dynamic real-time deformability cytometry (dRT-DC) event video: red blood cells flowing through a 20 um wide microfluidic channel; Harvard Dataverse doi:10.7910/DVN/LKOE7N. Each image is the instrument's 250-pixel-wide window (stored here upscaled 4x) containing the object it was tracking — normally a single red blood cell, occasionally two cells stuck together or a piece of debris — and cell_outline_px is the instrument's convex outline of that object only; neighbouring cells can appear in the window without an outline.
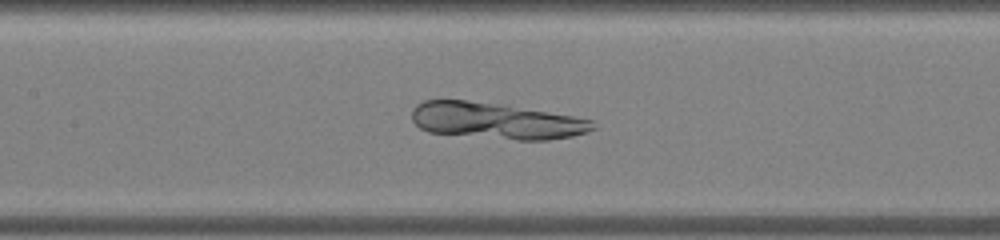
{"species": "common noctule bat (a hibernating species)", "species_latin": "Nyctalus noctula", "temperature_condition": "warm", "stored_images_in_passage": 37, "camera_frame_rate_fps": 3000, "um_per_image_px": 0.085, "animal": {"sex": "male", "body_mass_g": 19.0, "forearm_length_mm": 50.8}, "frame": {"image": 1, "passage_image": 11, "time_ms": 3.333, "image_size_px": [1000, 240], "cell_outline_px": [[596, 128], [572, 136], [548, 140], [516, 140], [428, 132], [420, 128], [412, 120], [412, 108], [416, 104], [424, 100], [464, 100], [504, 104], [572, 116], [592, 120]], "centroid_in_image_um": [42.13, 10.26], "position_along_channel_um": 165.3, "area_um2": 38.32}}
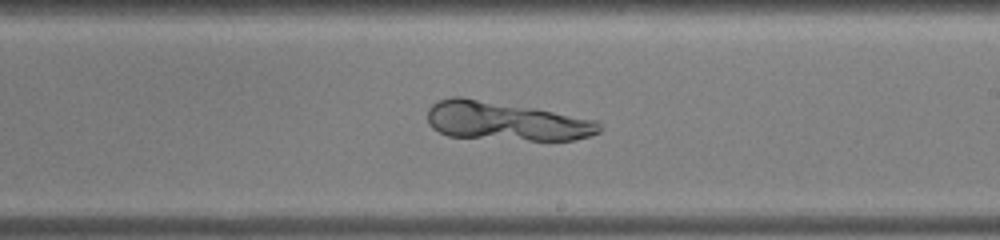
{"frame": {"image": 2, "passage_image": 17, "time_ms": 5.333, "image_size_px": [1000, 240], "cell_outline_px": [[604, 128], [600, 132], [576, 140], [528, 140], [448, 136], [432, 128], [428, 124], [428, 108], [432, 104], [440, 100], [452, 96], [460, 96], [536, 108], [600, 120]], "centroid_in_image_um": [43.05, 10.29], "position_along_channel_um": 245.9, "area_um2": 39.25}}
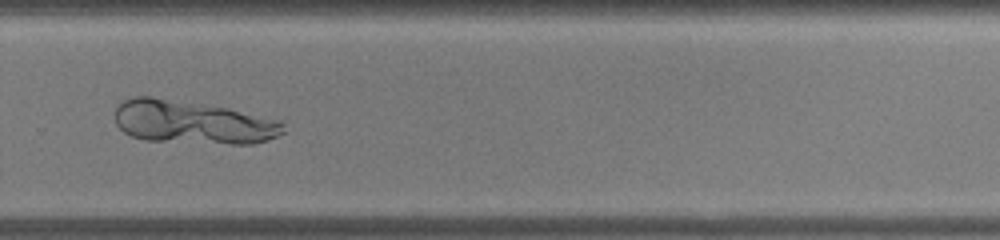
{"frame": {"image": 3, "passage_image": 22, "time_ms": 7.0, "image_size_px": [1000, 240], "cell_outline_px": [[284, 132], [268, 140], [252, 144], [228, 144], [144, 140], [132, 136], [124, 132], [116, 124], [116, 108], [124, 100], [132, 96], [152, 96], [228, 108], [280, 120], [284, 124]], "centroid_in_image_um": [16.37, 10.4], "position_along_channel_um": 313.4, "area_um2": 42.48}}